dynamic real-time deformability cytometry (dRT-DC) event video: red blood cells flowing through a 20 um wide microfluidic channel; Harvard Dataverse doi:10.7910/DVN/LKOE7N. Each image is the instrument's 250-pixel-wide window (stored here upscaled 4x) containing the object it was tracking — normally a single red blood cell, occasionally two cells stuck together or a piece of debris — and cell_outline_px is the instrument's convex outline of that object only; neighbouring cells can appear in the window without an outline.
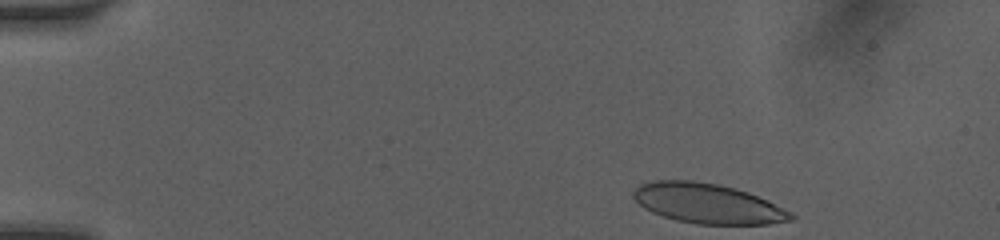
{"species": "human", "species_latin": "Homo sapiens", "temperature_condition": "room temperature", "stored_images_in_passage": 31, "camera_frame_rate_fps": 3000, "um_per_image_px": 0.085, "donor": {"sex": "female"}, "frame": {"image": 1, "passage_image": 1, "time_ms": 0.0, "image_size_px": [1000, 240], "cell_outline_px": [[796, 216], [792, 220], [768, 224], [696, 224], [676, 220], [652, 212], [644, 208], [632, 196], [632, 192], [640, 184], [656, 180], [692, 180], [720, 184], [736, 188], [748, 192], [792, 212]], "centroid_in_image_um": [60.15, 17.29], "position_along_channel_um": 24.8, "area_um2": 36.59}}
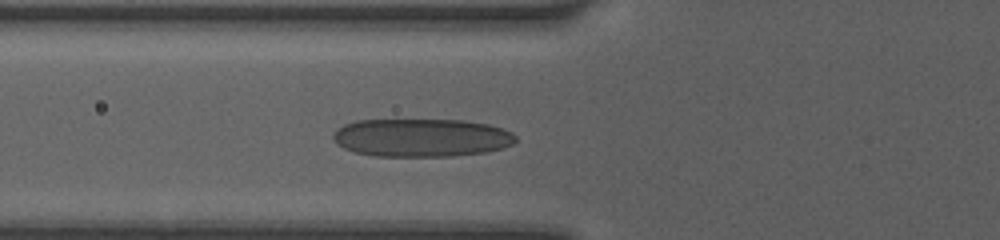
{"frame": {"image": 2, "passage_image": 14, "time_ms": 4.0, "image_size_px": [1000, 240], "cell_outline_px": [[516, 140], [512, 144], [504, 148], [488, 152], [452, 156], [376, 156], [356, 152], [344, 148], [336, 144], [332, 140], [332, 136], [344, 124], [356, 120], [464, 120], [488, 124], [504, 128], [512, 132], [516, 136]], "centroid_in_image_um": [35.86, 11.7], "position_along_channel_um": 89.9, "area_um2": 40.81}}
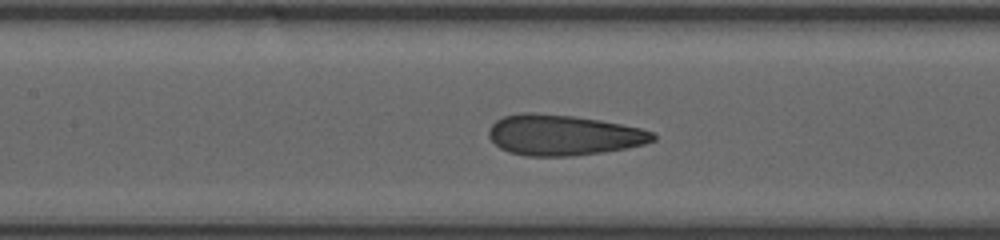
{"frame": {"image": 3, "passage_image": 26, "time_ms": 5.667, "image_size_px": [1000, 240], "cell_outline_px": [[656, 140], [644, 144], [624, 148], [600, 152], [572, 156], [524, 156], [508, 152], [500, 148], [488, 136], [488, 132], [492, 124], [496, 120], [504, 116], [524, 112], [532, 112], [572, 116], [600, 120], [640, 128], [656, 132]], "centroid_in_image_um": [47.87, 11.48], "position_along_channel_um": 159.5, "area_um2": 38.78}}